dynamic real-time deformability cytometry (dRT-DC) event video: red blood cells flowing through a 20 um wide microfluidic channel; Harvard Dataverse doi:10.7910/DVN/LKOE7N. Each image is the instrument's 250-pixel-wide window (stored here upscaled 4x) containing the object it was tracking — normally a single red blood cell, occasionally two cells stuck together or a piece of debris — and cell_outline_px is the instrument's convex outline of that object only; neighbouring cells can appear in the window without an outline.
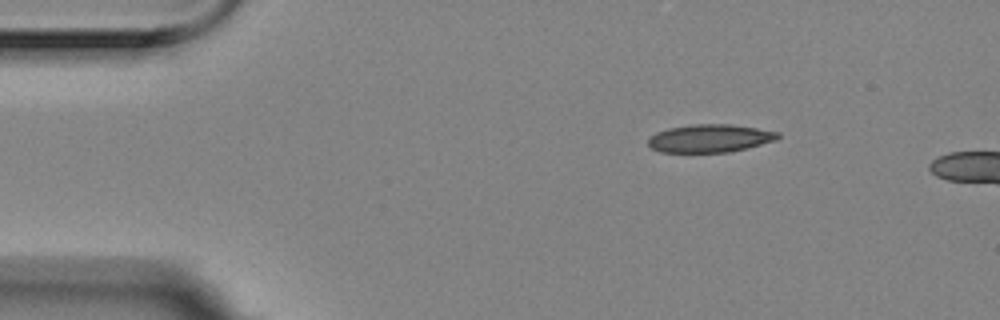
{"species": "Egyptian fruit bat (a non-hibernating species)", "species_latin": "Rousettus aegyptiacus", "temperature_condition": "room temperature", "stored_images_in_passage": 3, "camera_frame_rate_fps": 3000, "um_per_image_px": 0.085, "animal": {"sex": "female"}, "frame": {"image": 1, "passage_image": 1, "time_ms": 0.0, "image_size_px": [1000, 320], "cell_outline_px": [[780, 136], [776, 140], [728, 152], [660, 152], [652, 148], [648, 144], [648, 140], [656, 132], [668, 128], [696, 124], [732, 124], [780, 132]], "centroid_in_image_um": [60.33, 11.75], "position_along_channel_um": 24.7, "area_um2": 20.92}}